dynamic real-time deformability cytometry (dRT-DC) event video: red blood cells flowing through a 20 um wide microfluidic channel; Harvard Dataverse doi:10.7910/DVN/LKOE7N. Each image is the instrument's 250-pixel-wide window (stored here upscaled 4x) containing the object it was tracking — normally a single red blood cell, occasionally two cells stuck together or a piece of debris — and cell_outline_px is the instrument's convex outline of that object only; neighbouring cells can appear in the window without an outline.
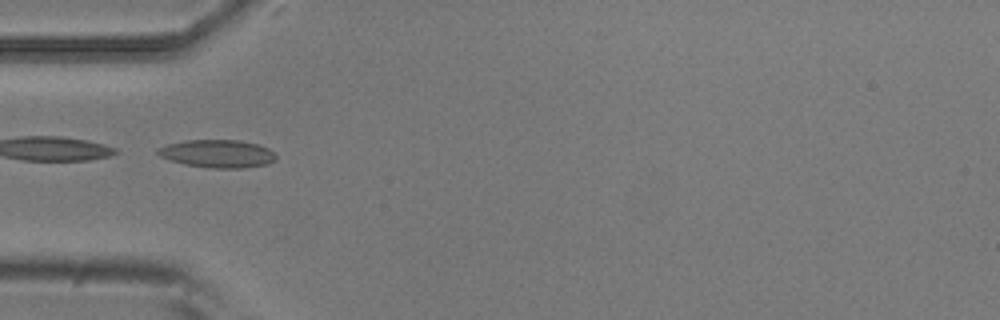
{"species": "common noctule bat (a hibernating species)", "species_latin": "Nyctalus noctula", "temperature_condition": "room temperature", "stored_images_in_passage": 6, "camera_frame_rate_fps": 3000, "um_per_image_px": 0.085, "animal": {"sex": "male", "body_mass_g": 20.5, "forearm_length_mm": 52.5}, "frame": {"image": 1, "passage_image": 4, "time_ms": 1.0, "image_size_px": [1000, 320], "cell_outline_px": [[276, 160], [268, 164], [244, 168], [212, 168], [184, 164], [168, 160], [160, 156], [156, 152], [156, 148], [168, 144], [184, 140], [240, 140], [260, 144], [268, 148], [276, 156]], "centroid_in_image_um": [18.48, 13.06], "position_along_channel_um": 66.5, "area_um2": 19.42}}
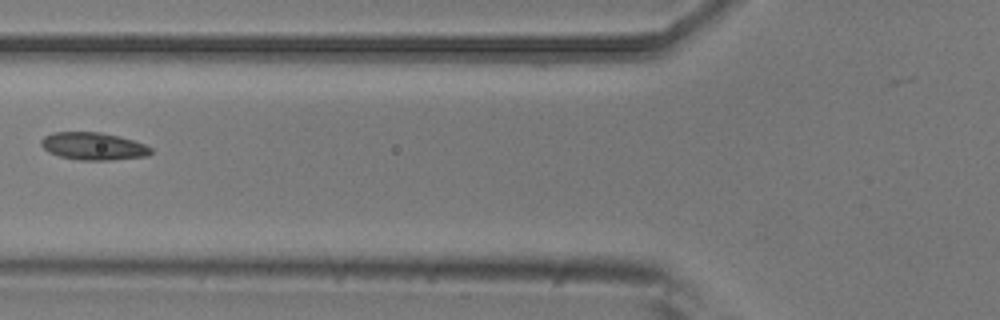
{"frame": {"image": 2, "passage_image": 5, "time_ms": 1.333, "image_size_px": [1000, 320], "cell_outline_px": [[152, 152], [148, 156], [112, 160], [80, 160], [60, 156], [48, 152], [40, 144], [40, 140], [44, 136], [52, 132], [100, 132], [120, 136], [144, 144], [152, 148]], "centroid_in_image_um": [7.93, 12.42], "position_along_channel_um": 117.9, "area_um2": 17.69}}
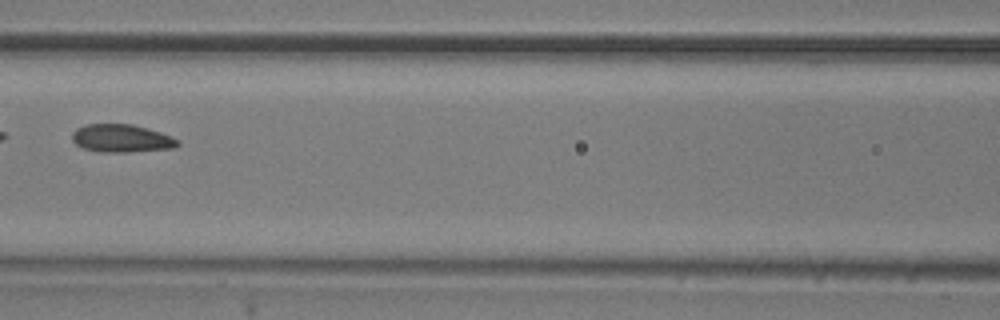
{"frame": {"image": 3, "passage_image": 6, "time_ms": 1.667, "image_size_px": [1000, 320], "cell_outline_px": [[180, 144], [176, 148], [128, 152], [100, 152], [84, 148], [76, 144], [72, 140], [72, 132], [76, 128], [88, 124], [132, 124], [148, 128], [172, 136], [180, 140]], "centroid_in_image_um": [10.37, 11.76], "position_along_channel_um": 156.2, "area_um2": 17.34}}